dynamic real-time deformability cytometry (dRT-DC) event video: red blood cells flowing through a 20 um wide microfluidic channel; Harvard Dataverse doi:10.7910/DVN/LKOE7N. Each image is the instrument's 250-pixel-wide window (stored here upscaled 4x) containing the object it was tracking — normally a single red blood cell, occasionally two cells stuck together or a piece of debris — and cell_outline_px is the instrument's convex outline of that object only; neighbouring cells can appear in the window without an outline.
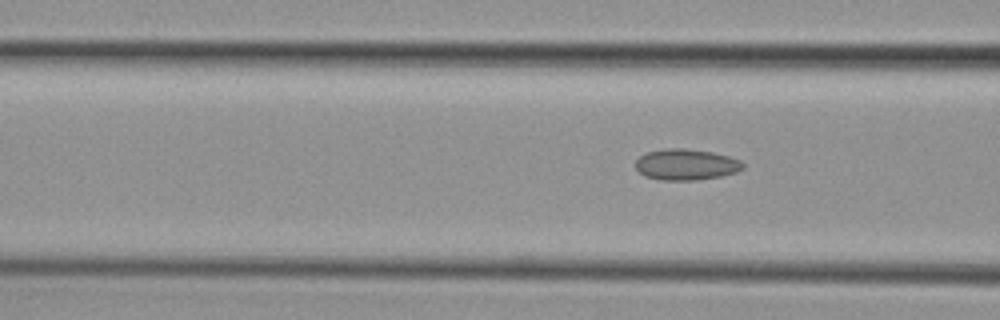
{"species": "common noctule bat (a hibernating species)", "species_latin": "Nyctalus noctula", "temperature_condition": "cold", "stored_images_in_passage": 9, "camera_frame_rate_fps": 3000, "um_per_image_px": 0.085, "animal": {"sex": "female", "body_mass_g": 29.2, "forearm_length_mm": 56.3}, "frame": {"image": 1, "passage_image": 6, "time_ms": 7.667, "image_size_px": [1000, 320], "cell_outline_px": [[744, 168], [736, 172], [720, 176], [696, 180], [660, 180], [644, 176], [636, 168], [636, 160], [640, 156], [648, 152], [664, 148], [684, 148], [712, 152], [728, 156], [740, 160], [744, 164]], "centroid_in_image_um": [58.31, 13.98], "position_along_channel_um": 108.3, "area_um2": 19.42}}
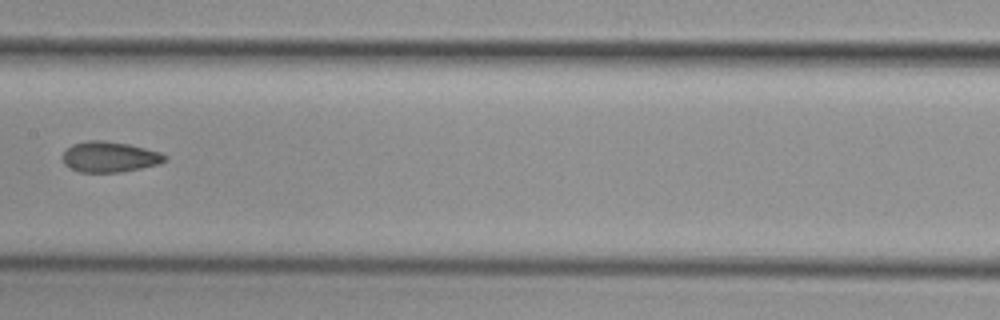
{"frame": {"image": 2, "passage_image": 8, "time_ms": 10.0, "image_size_px": [1000, 320], "cell_outline_px": [[168, 160], [160, 164], [120, 172], [80, 172], [64, 164], [60, 156], [72, 144], [88, 140], [104, 140], [128, 144], [160, 152], [168, 156]], "centroid_in_image_um": [9.32, 13.33], "position_along_channel_um": 198.1, "area_um2": 18.32}}
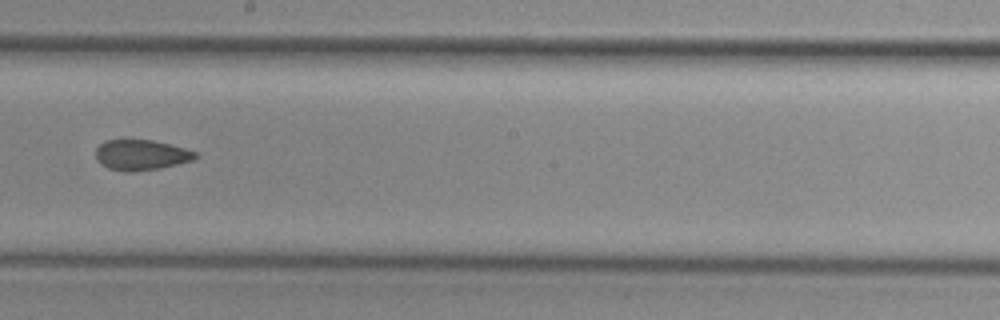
{"frame": {"image": 3, "passage_image": 9, "time_ms": 11.0, "image_size_px": [1000, 320], "cell_outline_px": [[196, 156], [192, 160], [160, 168], [132, 172], [124, 172], [108, 168], [100, 164], [96, 160], [96, 148], [104, 140], [152, 140], [184, 148], [196, 152]], "centroid_in_image_um": [11.93, 13.18], "position_along_channel_um": 236.3, "area_um2": 17.57}}